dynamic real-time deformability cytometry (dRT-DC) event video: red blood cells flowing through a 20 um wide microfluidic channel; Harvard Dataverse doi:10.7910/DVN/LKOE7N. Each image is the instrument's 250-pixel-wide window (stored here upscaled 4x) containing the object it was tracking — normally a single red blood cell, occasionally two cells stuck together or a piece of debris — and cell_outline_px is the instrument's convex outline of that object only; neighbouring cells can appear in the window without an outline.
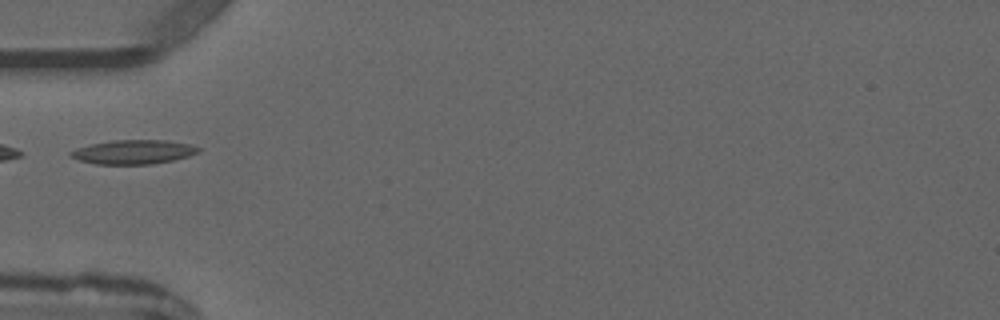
{"species": "common noctule bat (a hibernating species)", "species_latin": "Nyctalus noctula", "temperature_condition": "warm", "stored_images_in_passage": 5, "camera_frame_rate_fps": 3000, "um_per_image_px": 0.085, "animal": {"sex": "male", "forearm_length_mm": 52.5}, "frame": {"image": 1, "passage_image": 5, "time_ms": 6.0, "image_size_px": [1000, 320], "cell_outline_px": [[200, 152], [188, 156], [172, 160], [152, 164], [96, 164], [80, 160], [68, 156], [68, 152], [92, 144], [116, 140], [168, 140], [188, 144], [200, 148]], "centroid_in_image_um": [11.36, 12.92], "position_along_channel_um": 73.6, "area_um2": 17.74}}